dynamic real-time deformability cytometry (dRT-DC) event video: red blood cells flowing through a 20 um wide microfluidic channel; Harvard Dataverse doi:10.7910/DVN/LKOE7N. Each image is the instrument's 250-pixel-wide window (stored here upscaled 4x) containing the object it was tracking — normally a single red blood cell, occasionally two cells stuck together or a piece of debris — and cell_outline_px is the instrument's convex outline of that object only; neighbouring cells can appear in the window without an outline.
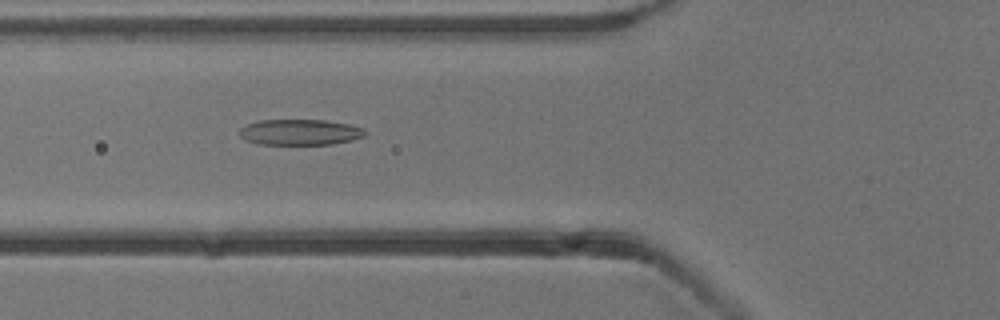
{"species": "common noctule bat (a hibernating species)", "species_latin": "Nyctalus noctula", "temperature_condition": "cold", "stored_images_in_passage": 42, "camera_frame_rate_fps": 3000, "um_per_image_px": 0.085, "animal": {"sex": "male", "body_mass_g": 13.3}, "frame": {"image": 1, "passage_image": 9, "time_ms": 2.667, "image_size_px": [1000, 320], "cell_outline_px": [[368, 132], [364, 136], [352, 140], [332, 144], [256, 144], [244, 140], [240, 136], [240, 128], [248, 124], [260, 120], [324, 120], [348, 124], [364, 128]], "centroid_in_image_um": [25.5, 11.24], "position_along_channel_um": 100.3, "area_um2": 18.9}}
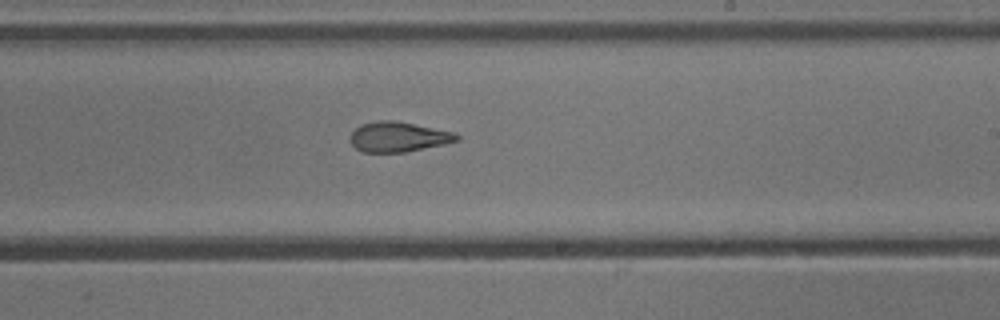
{"frame": {"image": 2, "passage_image": 21, "time_ms": 6.667, "image_size_px": [1000, 320], "cell_outline_px": [[460, 140], [444, 144], [404, 152], [364, 152], [356, 148], [352, 144], [348, 136], [360, 124], [376, 120], [396, 120], [456, 132], [460, 136]], "centroid_in_image_um": [33.86, 11.61], "position_along_channel_um": 255.1, "area_um2": 18.84}}
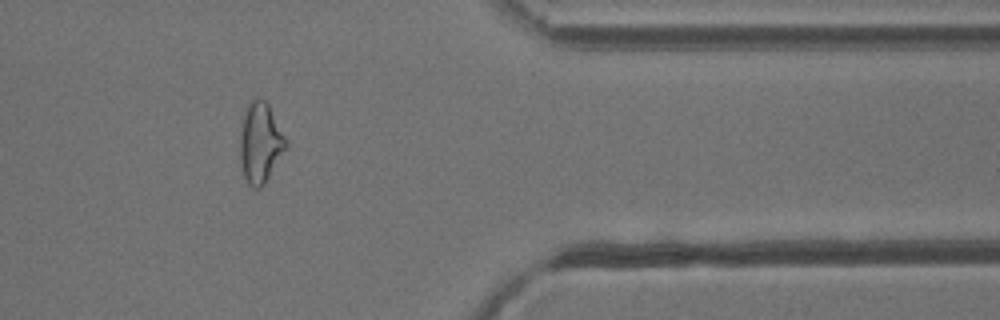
{"frame": {"image": 3, "passage_image": 33, "time_ms": 10.667, "image_size_px": [1000, 320], "cell_outline_px": [[288, 148], [264, 184], [260, 188], [252, 188], [248, 184], [244, 176], [240, 160], [240, 132], [244, 108], [256, 96], [260, 96], [268, 104], [288, 140]], "centroid_in_image_um": [22.14, 12.11], "position_along_channel_um": 389.3, "area_um2": 21.96}, "authors_computed_cell_mechanics": {"area_um2": 19.6809, "velocity_mm_per_s": 3.8684, "shape_relaxation_time_tau1_ms": 6.9264, "shape_relaxation_time_tau2_ms": 2.3534, "deformation_change_tau1": 0.2, "deformation_change_tau2": 0.1127}}